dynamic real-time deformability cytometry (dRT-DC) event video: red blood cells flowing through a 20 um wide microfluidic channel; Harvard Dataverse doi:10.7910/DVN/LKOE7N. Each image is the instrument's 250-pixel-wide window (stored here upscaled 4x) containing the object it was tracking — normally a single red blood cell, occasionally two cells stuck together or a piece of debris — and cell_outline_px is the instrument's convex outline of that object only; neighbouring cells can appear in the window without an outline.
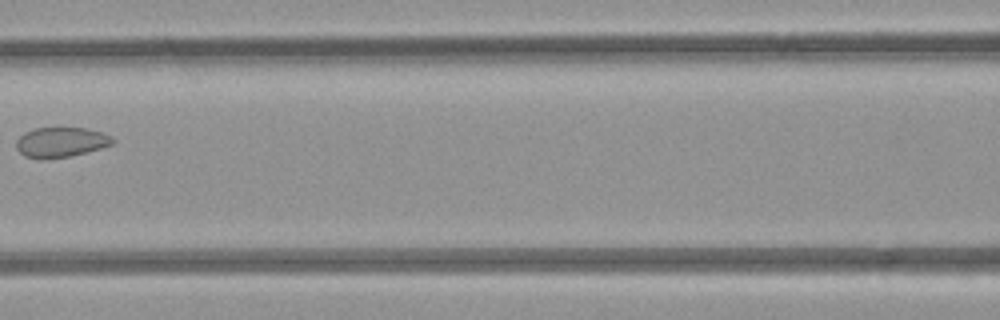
{"species": "common noctule bat (a hibernating species)", "species_latin": "Nyctalus noctula", "temperature_condition": "room temperature", "stored_images_in_passage": 4, "camera_frame_rate_fps": 3000, "um_per_image_px": 0.085, "animal": {"sex": "female", "body_mass_g": 21.9}, "frame": {"image": 1, "passage_image": 4, "time_ms": 4.333, "image_size_px": [1000, 320], "cell_outline_px": [[116, 140], [112, 144], [100, 148], [68, 156], [40, 160], [24, 156], [16, 148], [16, 140], [24, 132], [36, 128], [84, 128], [100, 132], [112, 136]], "centroid_in_image_um": [5.14, 12.09], "position_along_channel_um": 161.5, "area_um2": 16.76}}